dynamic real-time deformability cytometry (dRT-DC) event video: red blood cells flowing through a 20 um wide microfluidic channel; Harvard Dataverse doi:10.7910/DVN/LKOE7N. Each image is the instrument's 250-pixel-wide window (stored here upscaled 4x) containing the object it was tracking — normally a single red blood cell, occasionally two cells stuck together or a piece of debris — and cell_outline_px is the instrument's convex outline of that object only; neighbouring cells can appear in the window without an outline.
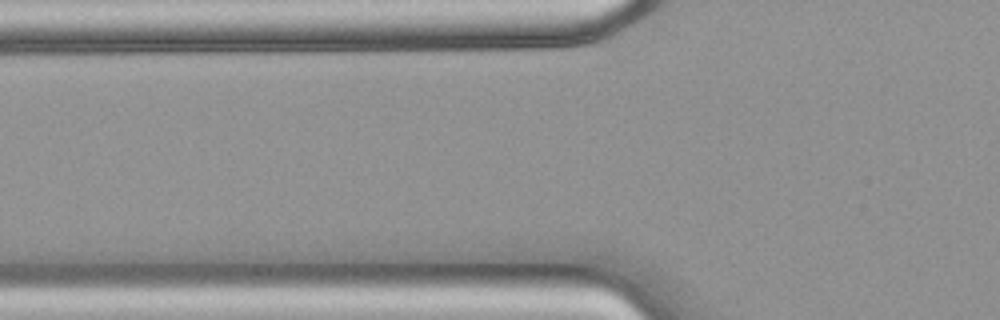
{"species": "common noctule bat (a hibernating species)", "species_latin": "Nyctalus noctula", "temperature_condition": "warm", "stored_images_in_passage": 4, "camera_frame_rate_fps": 3000, "um_per_image_px": 0.085, "animal": {"sex": "female", "body_mass_g": 18.4}, "frame": {"image": 1, "passage_image": 2, "time_ms": 0.333, "image_size_px": [1000, 320], "cell_outline_px": [[564, 272], [556, 284], [512, 288], [480, 288], [436, 284], [440, 268], [564, 268]], "centroid_in_image_um": [42.42, 23.57], "position_along_channel_um": 83.4, "area_um2": 16.42}}